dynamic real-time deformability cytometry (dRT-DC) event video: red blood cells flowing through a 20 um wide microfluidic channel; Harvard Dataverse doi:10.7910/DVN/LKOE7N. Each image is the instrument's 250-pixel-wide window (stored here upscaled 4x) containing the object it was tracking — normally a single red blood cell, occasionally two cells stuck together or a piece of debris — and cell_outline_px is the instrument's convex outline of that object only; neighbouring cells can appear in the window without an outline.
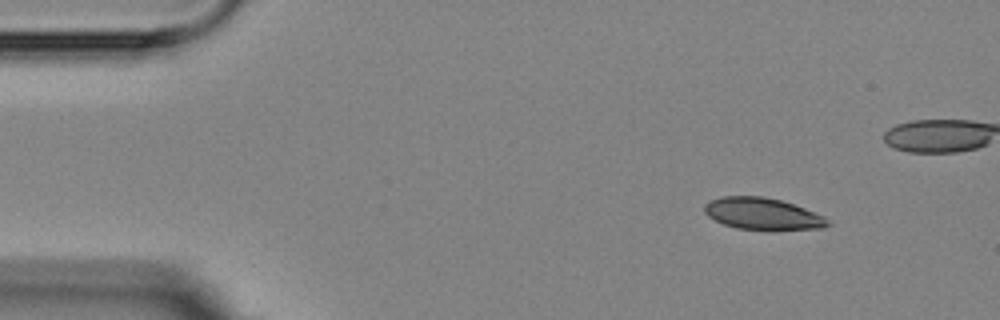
{"species": "Egyptian fruit bat (a non-hibernating species)", "species_latin": "Rousettus aegyptiacus", "temperature_condition": "room temperature", "stored_images_in_passage": 10, "camera_frame_rate_fps": 3000, "um_per_image_px": 0.085, "animal": {"sex": "female"}, "frame": {"image": 1, "passage_image": 1, "time_ms": 0.0, "image_size_px": [1000, 320], "cell_outline_px": [[832, 224], [824, 228], [768, 232], [736, 228], [724, 224], [708, 216], [704, 212], [704, 204], [720, 196], [764, 196], [780, 200], [804, 208], [824, 216]], "centroid_in_image_um": [64.85, 18.21], "position_along_channel_um": 20.1, "area_um2": 23.47}}
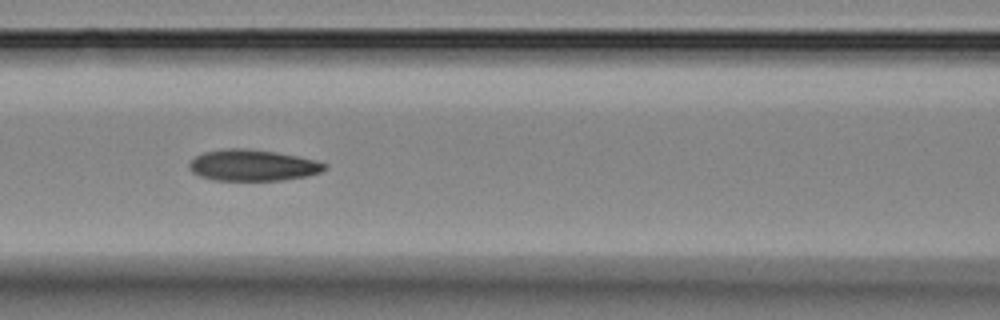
{"frame": {"image": 2, "passage_image": 6, "time_ms": 5.667, "image_size_px": [1000, 320], "cell_outline_px": [[328, 168], [320, 172], [304, 176], [280, 180], [212, 180], [200, 176], [192, 172], [188, 168], [188, 164], [196, 156], [204, 152], [224, 148], [248, 148], [276, 152], [316, 160], [328, 164]], "centroid_in_image_um": [21.46, 14.04], "position_along_channel_um": 145.1, "area_um2": 24.68}}
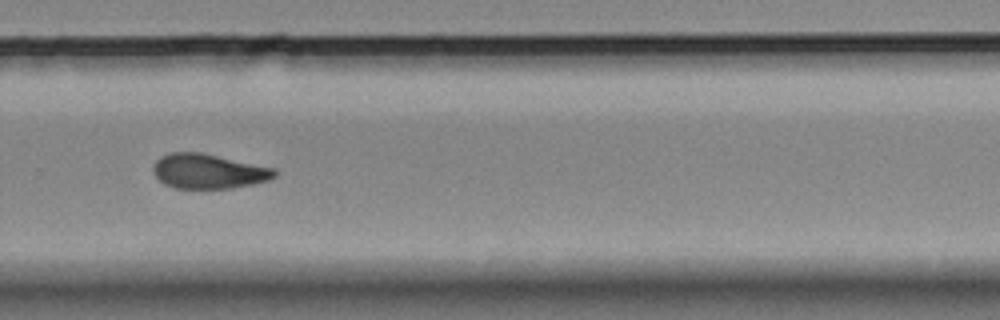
{"frame": {"image": 3, "passage_image": 10, "time_ms": 10.333, "image_size_px": [1000, 320], "cell_outline_px": [[276, 176], [268, 180], [252, 184], [232, 188], [176, 188], [164, 184], [152, 172], [152, 168], [156, 160], [160, 156], [168, 152], [200, 152], [276, 168]], "centroid_in_image_um": [17.7, 14.55], "position_along_channel_um": 312.1, "area_um2": 24.62}}